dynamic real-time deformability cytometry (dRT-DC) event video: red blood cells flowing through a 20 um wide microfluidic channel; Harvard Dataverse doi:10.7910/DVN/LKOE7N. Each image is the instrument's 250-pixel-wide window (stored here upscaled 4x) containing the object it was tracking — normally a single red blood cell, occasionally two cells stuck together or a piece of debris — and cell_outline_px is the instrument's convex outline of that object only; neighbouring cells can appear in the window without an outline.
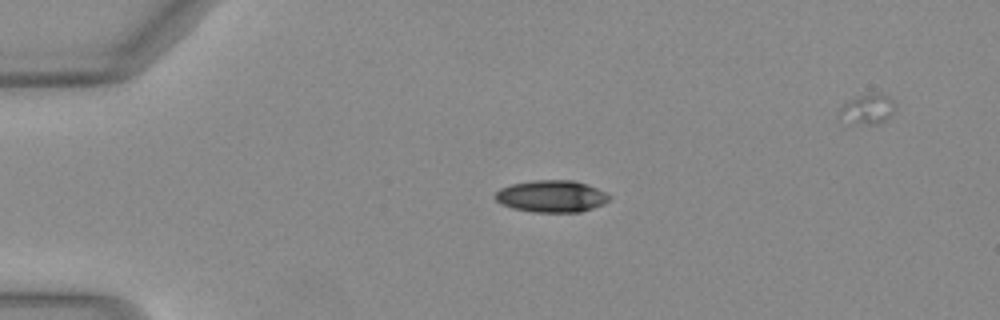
{"species": "Egyptian fruit bat (a non-hibernating species)", "species_latin": "Rousettus aegyptiacus", "temperature_condition": "warm", "stored_images_in_passage": 36, "camera_frame_rate_fps": 3000, "um_per_image_px": 0.085, "animal": {"sex": "female"}, "frame": {"image": 1, "passage_image": 1, "time_ms": 0.0, "image_size_px": [1000, 320], "cell_outline_px": [[608, 200], [604, 204], [580, 212], [532, 212], [512, 208], [500, 204], [492, 196], [500, 188], [512, 184], [532, 180], [572, 180], [588, 184], [604, 192], [608, 196]], "centroid_in_image_um": [46.82, 16.68], "position_along_channel_um": 38.2, "area_um2": 21.27}}
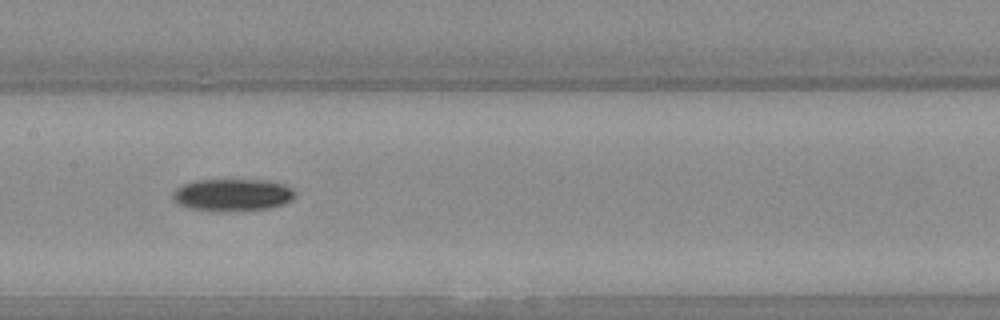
{"frame": {"image": 2, "passage_image": 15, "time_ms": 4.667, "image_size_px": [1000, 320], "cell_outline_px": [[296, 192], [292, 200], [268, 208], [216, 212], [192, 208], [180, 204], [172, 196], [172, 192], [176, 188], [184, 184], [196, 180], [268, 180], [284, 184], [292, 188]], "centroid_in_image_um": [19.77, 16.55], "position_along_channel_um": 187.6, "area_um2": 22.83}}
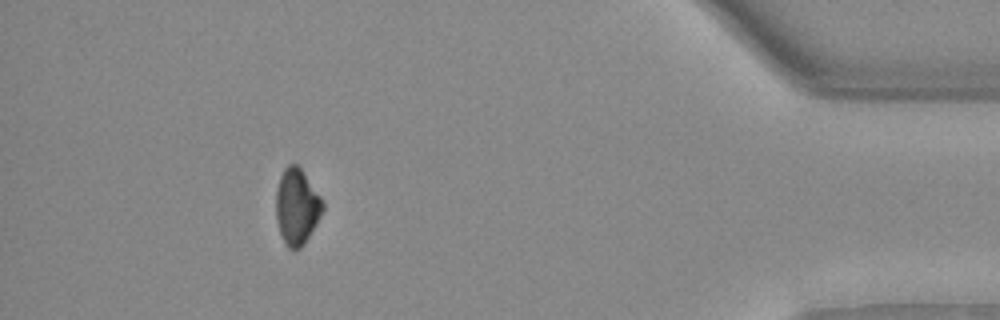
{"frame": {"image": 3, "passage_image": 35, "time_ms": 11.333, "image_size_px": [1000, 320], "cell_outline_px": [[324, 208], [304, 244], [300, 248], [288, 248], [284, 244], [276, 220], [276, 192], [280, 176], [284, 168], [288, 164], [296, 164], [300, 168], [320, 196], [324, 204]], "centroid_in_image_um": [25.2, 17.56], "position_along_channel_um": 410.0, "area_um2": 20.35}}